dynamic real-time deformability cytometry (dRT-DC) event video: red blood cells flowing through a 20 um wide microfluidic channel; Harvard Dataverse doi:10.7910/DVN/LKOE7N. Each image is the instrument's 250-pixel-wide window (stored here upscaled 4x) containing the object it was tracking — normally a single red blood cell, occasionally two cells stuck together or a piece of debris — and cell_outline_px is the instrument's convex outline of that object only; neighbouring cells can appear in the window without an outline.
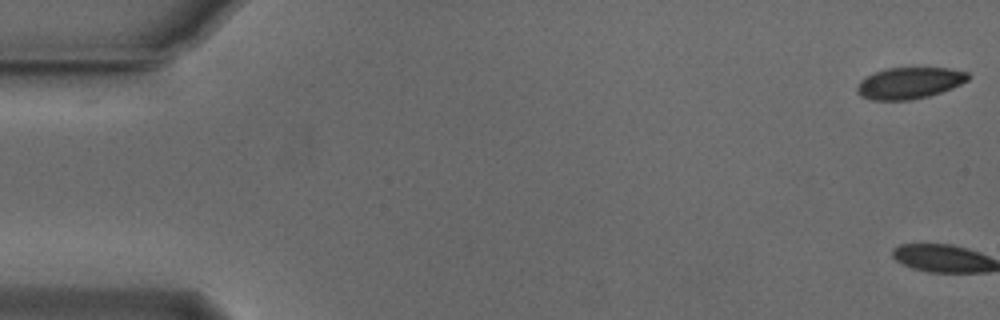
{"species": "Egyptian fruit bat (a non-hibernating species)", "species_latin": "Rousettus aegyptiacus", "temperature_condition": "cold", "stored_images_in_passage": 8, "camera_frame_rate_fps": 3000, "um_per_image_px": 0.085, "animal": {"sex": "male"}, "frame": {"image": 1, "passage_image": 1, "time_ms": 0.0, "image_size_px": [1000, 320], "cell_outline_px": [[968, 80], [952, 88], [928, 96], [912, 100], [872, 100], [860, 96], [856, 92], [856, 88], [860, 80], [876, 72], [888, 68], [948, 68], [968, 72]], "centroid_in_image_um": [77.28, 7.07], "position_along_channel_um": 7.7, "area_um2": 20.23}}